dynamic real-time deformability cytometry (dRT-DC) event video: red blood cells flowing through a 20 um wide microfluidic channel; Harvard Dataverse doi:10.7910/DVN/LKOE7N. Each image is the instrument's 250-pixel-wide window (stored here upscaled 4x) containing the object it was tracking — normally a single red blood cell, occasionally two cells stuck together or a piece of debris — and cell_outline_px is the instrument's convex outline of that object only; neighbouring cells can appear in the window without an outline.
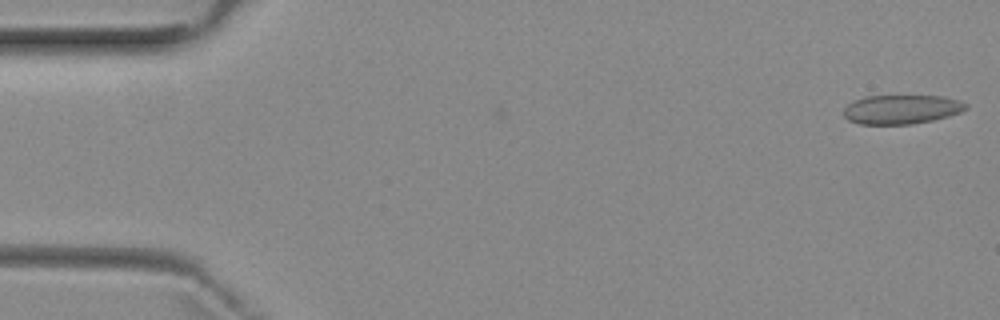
{"species": "common noctule bat (a hibernating species)", "species_latin": "Nyctalus noctula", "temperature_condition": "room temperature", "stored_images_in_passage": 4, "camera_frame_rate_fps": 3000, "um_per_image_px": 0.085, "animal": {"sex": "female", "body_mass_g": 29.2, "forearm_length_mm": 56.3}, "frame": {"image": 1, "passage_image": 1, "time_ms": 0.0, "image_size_px": [1000, 320], "cell_outline_px": [[968, 108], [960, 112], [948, 116], [932, 120], [912, 124], [860, 124], [848, 120], [844, 116], [844, 108], [852, 100], [864, 96], [944, 96], [960, 100], [968, 104]], "centroid_in_image_um": [76.62, 9.29], "position_along_channel_um": 8.4, "area_um2": 20.87}}